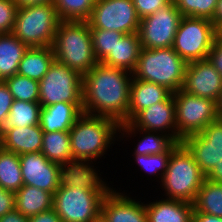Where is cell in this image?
I'll list each match as a JSON object with an SVG mask.
<instances>
[{
    "instance_id": "6da1fadb",
    "label": "cell",
    "mask_w": 222,
    "mask_h": 222,
    "mask_svg": "<svg viewBox=\"0 0 222 222\" xmlns=\"http://www.w3.org/2000/svg\"><path fill=\"white\" fill-rule=\"evenodd\" d=\"M132 73L98 62L83 75L82 113L128 122Z\"/></svg>"
},
{
    "instance_id": "7a4b0ae2",
    "label": "cell",
    "mask_w": 222,
    "mask_h": 222,
    "mask_svg": "<svg viewBox=\"0 0 222 222\" xmlns=\"http://www.w3.org/2000/svg\"><path fill=\"white\" fill-rule=\"evenodd\" d=\"M51 47L57 62L82 76L98 63L87 21H61Z\"/></svg>"
},
{
    "instance_id": "3957f363",
    "label": "cell",
    "mask_w": 222,
    "mask_h": 222,
    "mask_svg": "<svg viewBox=\"0 0 222 222\" xmlns=\"http://www.w3.org/2000/svg\"><path fill=\"white\" fill-rule=\"evenodd\" d=\"M119 126L112 118L82 113L69 130L73 159L101 158L115 143Z\"/></svg>"
},
{
    "instance_id": "277c9868",
    "label": "cell",
    "mask_w": 222,
    "mask_h": 222,
    "mask_svg": "<svg viewBox=\"0 0 222 222\" xmlns=\"http://www.w3.org/2000/svg\"><path fill=\"white\" fill-rule=\"evenodd\" d=\"M187 65L172 47L141 48L132 76L161 85L174 93L182 88Z\"/></svg>"
},
{
    "instance_id": "5b68a950",
    "label": "cell",
    "mask_w": 222,
    "mask_h": 222,
    "mask_svg": "<svg viewBox=\"0 0 222 222\" xmlns=\"http://www.w3.org/2000/svg\"><path fill=\"white\" fill-rule=\"evenodd\" d=\"M205 179L192 154L180 143L171 152L160 186L166 199L193 203Z\"/></svg>"
},
{
    "instance_id": "8992f818",
    "label": "cell",
    "mask_w": 222,
    "mask_h": 222,
    "mask_svg": "<svg viewBox=\"0 0 222 222\" xmlns=\"http://www.w3.org/2000/svg\"><path fill=\"white\" fill-rule=\"evenodd\" d=\"M61 20L53 3L17 10L12 33L28 47L52 46Z\"/></svg>"
},
{
    "instance_id": "52a82bcc",
    "label": "cell",
    "mask_w": 222,
    "mask_h": 222,
    "mask_svg": "<svg viewBox=\"0 0 222 222\" xmlns=\"http://www.w3.org/2000/svg\"><path fill=\"white\" fill-rule=\"evenodd\" d=\"M218 35L211 20L183 16L172 48L187 63L204 60Z\"/></svg>"
},
{
    "instance_id": "ba28073f",
    "label": "cell",
    "mask_w": 222,
    "mask_h": 222,
    "mask_svg": "<svg viewBox=\"0 0 222 222\" xmlns=\"http://www.w3.org/2000/svg\"><path fill=\"white\" fill-rule=\"evenodd\" d=\"M58 102L83 103V76L54 60L39 81V103L46 107Z\"/></svg>"
},
{
    "instance_id": "9c48e42d",
    "label": "cell",
    "mask_w": 222,
    "mask_h": 222,
    "mask_svg": "<svg viewBox=\"0 0 222 222\" xmlns=\"http://www.w3.org/2000/svg\"><path fill=\"white\" fill-rule=\"evenodd\" d=\"M104 197L102 191L59 186L53 208L62 222H92L101 213Z\"/></svg>"
},
{
    "instance_id": "30bf717a",
    "label": "cell",
    "mask_w": 222,
    "mask_h": 222,
    "mask_svg": "<svg viewBox=\"0 0 222 222\" xmlns=\"http://www.w3.org/2000/svg\"><path fill=\"white\" fill-rule=\"evenodd\" d=\"M175 100L177 138L200 133L209 123L219 119L217 104L212 99L189 94L182 89L172 93Z\"/></svg>"
},
{
    "instance_id": "8fae6325",
    "label": "cell",
    "mask_w": 222,
    "mask_h": 222,
    "mask_svg": "<svg viewBox=\"0 0 222 222\" xmlns=\"http://www.w3.org/2000/svg\"><path fill=\"white\" fill-rule=\"evenodd\" d=\"M182 17L174 2L171 1L152 15L141 19L138 30L141 48L172 47Z\"/></svg>"
},
{
    "instance_id": "7c38bea8",
    "label": "cell",
    "mask_w": 222,
    "mask_h": 222,
    "mask_svg": "<svg viewBox=\"0 0 222 222\" xmlns=\"http://www.w3.org/2000/svg\"><path fill=\"white\" fill-rule=\"evenodd\" d=\"M87 22L90 28L130 34L138 32L140 18L133 0H96Z\"/></svg>"
},
{
    "instance_id": "4fadbf2b",
    "label": "cell",
    "mask_w": 222,
    "mask_h": 222,
    "mask_svg": "<svg viewBox=\"0 0 222 222\" xmlns=\"http://www.w3.org/2000/svg\"><path fill=\"white\" fill-rule=\"evenodd\" d=\"M181 143L207 176L222 161V119L209 123L200 133L187 136Z\"/></svg>"
},
{
    "instance_id": "5bb4252c",
    "label": "cell",
    "mask_w": 222,
    "mask_h": 222,
    "mask_svg": "<svg viewBox=\"0 0 222 222\" xmlns=\"http://www.w3.org/2000/svg\"><path fill=\"white\" fill-rule=\"evenodd\" d=\"M181 89L217 102L222 92V76L208 59L189 62Z\"/></svg>"
},
{
    "instance_id": "9a60e30c",
    "label": "cell",
    "mask_w": 222,
    "mask_h": 222,
    "mask_svg": "<svg viewBox=\"0 0 222 222\" xmlns=\"http://www.w3.org/2000/svg\"><path fill=\"white\" fill-rule=\"evenodd\" d=\"M24 185L54 195L59 187V164L49 161L40 151L19 155Z\"/></svg>"
},
{
    "instance_id": "2e32d148",
    "label": "cell",
    "mask_w": 222,
    "mask_h": 222,
    "mask_svg": "<svg viewBox=\"0 0 222 222\" xmlns=\"http://www.w3.org/2000/svg\"><path fill=\"white\" fill-rule=\"evenodd\" d=\"M129 122L135 128L160 132L169 135L176 143H181L177 138L175 100L173 94L167 100L155 103L139 111Z\"/></svg>"
},
{
    "instance_id": "e0dca14e",
    "label": "cell",
    "mask_w": 222,
    "mask_h": 222,
    "mask_svg": "<svg viewBox=\"0 0 222 222\" xmlns=\"http://www.w3.org/2000/svg\"><path fill=\"white\" fill-rule=\"evenodd\" d=\"M93 161L70 159L59 167V186L82 187L89 190L102 191L108 194L113 187L107 186L92 166ZM94 168V169H93Z\"/></svg>"
},
{
    "instance_id": "ac0fdd59",
    "label": "cell",
    "mask_w": 222,
    "mask_h": 222,
    "mask_svg": "<svg viewBox=\"0 0 222 222\" xmlns=\"http://www.w3.org/2000/svg\"><path fill=\"white\" fill-rule=\"evenodd\" d=\"M112 189L105 195L101 213L109 222H147L144 202Z\"/></svg>"
},
{
    "instance_id": "d6986e66",
    "label": "cell",
    "mask_w": 222,
    "mask_h": 222,
    "mask_svg": "<svg viewBox=\"0 0 222 222\" xmlns=\"http://www.w3.org/2000/svg\"><path fill=\"white\" fill-rule=\"evenodd\" d=\"M43 134L40 124L27 127L0 128V146L17 155L41 151Z\"/></svg>"
},
{
    "instance_id": "ffe728a7",
    "label": "cell",
    "mask_w": 222,
    "mask_h": 222,
    "mask_svg": "<svg viewBox=\"0 0 222 222\" xmlns=\"http://www.w3.org/2000/svg\"><path fill=\"white\" fill-rule=\"evenodd\" d=\"M83 103L58 102L42 107L40 127L43 132L69 131L82 114Z\"/></svg>"
},
{
    "instance_id": "44dd1931",
    "label": "cell",
    "mask_w": 222,
    "mask_h": 222,
    "mask_svg": "<svg viewBox=\"0 0 222 222\" xmlns=\"http://www.w3.org/2000/svg\"><path fill=\"white\" fill-rule=\"evenodd\" d=\"M172 92L156 83L132 78L130 88V103L128 122L141 110L167 100Z\"/></svg>"
},
{
    "instance_id": "7402d4cb",
    "label": "cell",
    "mask_w": 222,
    "mask_h": 222,
    "mask_svg": "<svg viewBox=\"0 0 222 222\" xmlns=\"http://www.w3.org/2000/svg\"><path fill=\"white\" fill-rule=\"evenodd\" d=\"M147 222H192L193 204L180 200L159 199L145 204Z\"/></svg>"
},
{
    "instance_id": "603a6c76",
    "label": "cell",
    "mask_w": 222,
    "mask_h": 222,
    "mask_svg": "<svg viewBox=\"0 0 222 222\" xmlns=\"http://www.w3.org/2000/svg\"><path fill=\"white\" fill-rule=\"evenodd\" d=\"M140 50L141 42L138 32L124 34L101 63L110 67L121 68L132 73L136 67Z\"/></svg>"
},
{
    "instance_id": "cb8c5ba5",
    "label": "cell",
    "mask_w": 222,
    "mask_h": 222,
    "mask_svg": "<svg viewBox=\"0 0 222 222\" xmlns=\"http://www.w3.org/2000/svg\"><path fill=\"white\" fill-rule=\"evenodd\" d=\"M138 132L141 135L143 133V138L138 140L139 142L135 146L136 148L133 154L153 155L165 153L176 143L169 135L135 128L130 122L120 124L119 134H121L118 136L120 138H127L129 136L132 137L133 135L136 136L135 134H138Z\"/></svg>"
},
{
    "instance_id": "d4e9b609",
    "label": "cell",
    "mask_w": 222,
    "mask_h": 222,
    "mask_svg": "<svg viewBox=\"0 0 222 222\" xmlns=\"http://www.w3.org/2000/svg\"><path fill=\"white\" fill-rule=\"evenodd\" d=\"M15 195V210L29 218L53 208L54 195L43 189L23 185Z\"/></svg>"
},
{
    "instance_id": "484cf974",
    "label": "cell",
    "mask_w": 222,
    "mask_h": 222,
    "mask_svg": "<svg viewBox=\"0 0 222 222\" xmlns=\"http://www.w3.org/2000/svg\"><path fill=\"white\" fill-rule=\"evenodd\" d=\"M54 60L51 46L29 47L18 65L17 74L40 81Z\"/></svg>"
},
{
    "instance_id": "4316f807",
    "label": "cell",
    "mask_w": 222,
    "mask_h": 222,
    "mask_svg": "<svg viewBox=\"0 0 222 222\" xmlns=\"http://www.w3.org/2000/svg\"><path fill=\"white\" fill-rule=\"evenodd\" d=\"M28 48L13 33L0 34V81L17 74L18 65Z\"/></svg>"
},
{
    "instance_id": "83f0119b",
    "label": "cell",
    "mask_w": 222,
    "mask_h": 222,
    "mask_svg": "<svg viewBox=\"0 0 222 222\" xmlns=\"http://www.w3.org/2000/svg\"><path fill=\"white\" fill-rule=\"evenodd\" d=\"M40 152L59 165L73 159L69 131L44 132Z\"/></svg>"
},
{
    "instance_id": "f1b7e54d",
    "label": "cell",
    "mask_w": 222,
    "mask_h": 222,
    "mask_svg": "<svg viewBox=\"0 0 222 222\" xmlns=\"http://www.w3.org/2000/svg\"><path fill=\"white\" fill-rule=\"evenodd\" d=\"M192 204L193 211L222 218V184L205 179Z\"/></svg>"
},
{
    "instance_id": "f546056e",
    "label": "cell",
    "mask_w": 222,
    "mask_h": 222,
    "mask_svg": "<svg viewBox=\"0 0 222 222\" xmlns=\"http://www.w3.org/2000/svg\"><path fill=\"white\" fill-rule=\"evenodd\" d=\"M41 104L13 100L9 115L1 128L27 127L38 125L40 122Z\"/></svg>"
},
{
    "instance_id": "4dcf8cb0",
    "label": "cell",
    "mask_w": 222,
    "mask_h": 222,
    "mask_svg": "<svg viewBox=\"0 0 222 222\" xmlns=\"http://www.w3.org/2000/svg\"><path fill=\"white\" fill-rule=\"evenodd\" d=\"M23 185L19 155L0 146V187L15 193Z\"/></svg>"
},
{
    "instance_id": "1f68e13d",
    "label": "cell",
    "mask_w": 222,
    "mask_h": 222,
    "mask_svg": "<svg viewBox=\"0 0 222 222\" xmlns=\"http://www.w3.org/2000/svg\"><path fill=\"white\" fill-rule=\"evenodd\" d=\"M96 0H54L61 21H87Z\"/></svg>"
},
{
    "instance_id": "d6a6232c",
    "label": "cell",
    "mask_w": 222,
    "mask_h": 222,
    "mask_svg": "<svg viewBox=\"0 0 222 222\" xmlns=\"http://www.w3.org/2000/svg\"><path fill=\"white\" fill-rule=\"evenodd\" d=\"M14 100L39 102V81L20 74L4 80Z\"/></svg>"
},
{
    "instance_id": "836d02e7",
    "label": "cell",
    "mask_w": 222,
    "mask_h": 222,
    "mask_svg": "<svg viewBox=\"0 0 222 222\" xmlns=\"http://www.w3.org/2000/svg\"><path fill=\"white\" fill-rule=\"evenodd\" d=\"M90 33L94 54L98 62H102L108 56L110 50H113L117 41L124 35L110 29L97 28H90Z\"/></svg>"
},
{
    "instance_id": "e575fe53",
    "label": "cell",
    "mask_w": 222,
    "mask_h": 222,
    "mask_svg": "<svg viewBox=\"0 0 222 222\" xmlns=\"http://www.w3.org/2000/svg\"><path fill=\"white\" fill-rule=\"evenodd\" d=\"M180 143H175L167 152L153 155H139L134 154L135 162L140 166L144 172L149 173V175H155L157 178L162 181L164 173L167 169V164L171 152L179 145ZM161 172V173H160ZM158 174V175H157Z\"/></svg>"
},
{
    "instance_id": "d590c367",
    "label": "cell",
    "mask_w": 222,
    "mask_h": 222,
    "mask_svg": "<svg viewBox=\"0 0 222 222\" xmlns=\"http://www.w3.org/2000/svg\"><path fill=\"white\" fill-rule=\"evenodd\" d=\"M182 16L212 20L218 0H173Z\"/></svg>"
},
{
    "instance_id": "8d00e7d4",
    "label": "cell",
    "mask_w": 222,
    "mask_h": 222,
    "mask_svg": "<svg viewBox=\"0 0 222 222\" xmlns=\"http://www.w3.org/2000/svg\"><path fill=\"white\" fill-rule=\"evenodd\" d=\"M17 10L13 0H0V34L12 33Z\"/></svg>"
},
{
    "instance_id": "74e56055",
    "label": "cell",
    "mask_w": 222,
    "mask_h": 222,
    "mask_svg": "<svg viewBox=\"0 0 222 222\" xmlns=\"http://www.w3.org/2000/svg\"><path fill=\"white\" fill-rule=\"evenodd\" d=\"M173 0H133L136 13L141 19L152 15L160 7L170 3Z\"/></svg>"
},
{
    "instance_id": "f35d334b",
    "label": "cell",
    "mask_w": 222,
    "mask_h": 222,
    "mask_svg": "<svg viewBox=\"0 0 222 222\" xmlns=\"http://www.w3.org/2000/svg\"><path fill=\"white\" fill-rule=\"evenodd\" d=\"M12 94L4 81H0V128L9 115L10 108L13 102Z\"/></svg>"
},
{
    "instance_id": "ab89813d",
    "label": "cell",
    "mask_w": 222,
    "mask_h": 222,
    "mask_svg": "<svg viewBox=\"0 0 222 222\" xmlns=\"http://www.w3.org/2000/svg\"><path fill=\"white\" fill-rule=\"evenodd\" d=\"M207 59L222 76V36L218 35L208 54Z\"/></svg>"
},
{
    "instance_id": "60d3db41",
    "label": "cell",
    "mask_w": 222,
    "mask_h": 222,
    "mask_svg": "<svg viewBox=\"0 0 222 222\" xmlns=\"http://www.w3.org/2000/svg\"><path fill=\"white\" fill-rule=\"evenodd\" d=\"M15 210L14 192L7 191L0 187V217Z\"/></svg>"
},
{
    "instance_id": "b9f144b4",
    "label": "cell",
    "mask_w": 222,
    "mask_h": 222,
    "mask_svg": "<svg viewBox=\"0 0 222 222\" xmlns=\"http://www.w3.org/2000/svg\"><path fill=\"white\" fill-rule=\"evenodd\" d=\"M28 222H62L54 208L28 218Z\"/></svg>"
},
{
    "instance_id": "7bdbcfd3",
    "label": "cell",
    "mask_w": 222,
    "mask_h": 222,
    "mask_svg": "<svg viewBox=\"0 0 222 222\" xmlns=\"http://www.w3.org/2000/svg\"><path fill=\"white\" fill-rule=\"evenodd\" d=\"M192 222H222V218L207 213L193 211Z\"/></svg>"
},
{
    "instance_id": "ee69618b",
    "label": "cell",
    "mask_w": 222,
    "mask_h": 222,
    "mask_svg": "<svg viewBox=\"0 0 222 222\" xmlns=\"http://www.w3.org/2000/svg\"><path fill=\"white\" fill-rule=\"evenodd\" d=\"M0 222H28V218L23 216L20 212L13 210L3 217H0Z\"/></svg>"
},
{
    "instance_id": "f6af8a7d",
    "label": "cell",
    "mask_w": 222,
    "mask_h": 222,
    "mask_svg": "<svg viewBox=\"0 0 222 222\" xmlns=\"http://www.w3.org/2000/svg\"><path fill=\"white\" fill-rule=\"evenodd\" d=\"M18 9L53 3L54 0H13Z\"/></svg>"
},
{
    "instance_id": "bcb514c9",
    "label": "cell",
    "mask_w": 222,
    "mask_h": 222,
    "mask_svg": "<svg viewBox=\"0 0 222 222\" xmlns=\"http://www.w3.org/2000/svg\"><path fill=\"white\" fill-rule=\"evenodd\" d=\"M211 182L222 184V161L206 176Z\"/></svg>"
},
{
    "instance_id": "7dc6e473",
    "label": "cell",
    "mask_w": 222,
    "mask_h": 222,
    "mask_svg": "<svg viewBox=\"0 0 222 222\" xmlns=\"http://www.w3.org/2000/svg\"><path fill=\"white\" fill-rule=\"evenodd\" d=\"M211 22L218 31L222 29V0H218Z\"/></svg>"
},
{
    "instance_id": "c3c4849f",
    "label": "cell",
    "mask_w": 222,
    "mask_h": 222,
    "mask_svg": "<svg viewBox=\"0 0 222 222\" xmlns=\"http://www.w3.org/2000/svg\"><path fill=\"white\" fill-rule=\"evenodd\" d=\"M217 104V113H218V117L219 119H222V92L219 96L218 101L216 102Z\"/></svg>"
},
{
    "instance_id": "681fc988",
    "label": "cell",
    "mask_w": 222,
    "mask_h": 222,
    "mask_svg": "<svg viewBox=\"0 0 222 222\" xmlns=\"http://www.w3.org/2000/svg\"><path fill=\"white\" fill-rule=\"evenodd\" d=\"M92 222H109V221L102 213H100Z\"/></svg>"
},
{
    "instance_id": "f907efd6",
    "label": "cell",
    "mask_w": 222,
    "mask_h": 222,
    "mask_svg": "<svg viewBox=\"0 0 222 222\" xmlns=\"http://www.w3.org/2000/svg\"><path fill=\"white\" fill-rule=\"evenodd\" d=\"M219 35H221V36H222V29L219 31Z\"/></svg>"
}]
</instances>
